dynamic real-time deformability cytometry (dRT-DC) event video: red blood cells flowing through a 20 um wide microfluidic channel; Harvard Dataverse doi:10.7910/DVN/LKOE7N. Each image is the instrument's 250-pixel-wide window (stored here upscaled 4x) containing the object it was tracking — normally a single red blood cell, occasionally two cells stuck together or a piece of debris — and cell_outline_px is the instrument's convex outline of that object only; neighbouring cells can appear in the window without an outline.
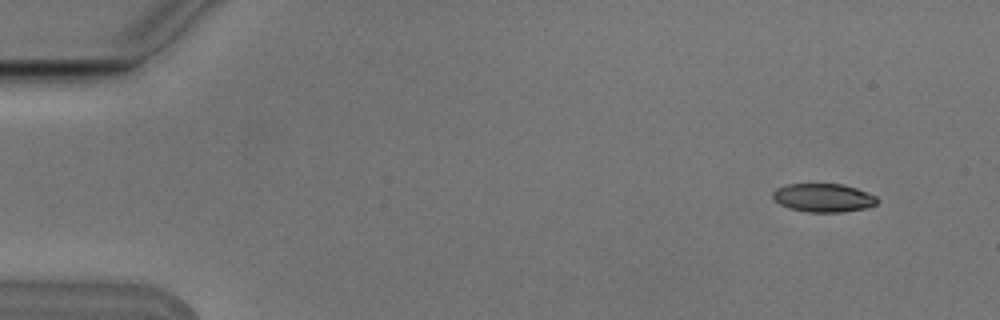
{"species": "Egyptian fruit bat (a non-hibernating species)", "species_latin": "Rousettus aegyptiacus", "temperature_condition": "cold", "stored_images_in_passage": 7, "camera_frame_rate_fps": 3000, "um_per_image_px": 0.085, "animal": {"sex": "male"}, "frame": {"image": 1, "passage_image": 2, "time_ms": 0.333, "image_size_px": [1000, 320], "cell_outline_px": [[880, 200], [876, 204], [868, 208], [840, 212], [808, 212], [788, 208], [780, 204], [772, 196], [772, 192], [776, 188], [788, 184], [844, 184], [856, 188], [876, 196]], "centroid_in_image_um": [70.0, 16.81], "position_along_channel_um": 15.0, "area_um2": 17.4}}
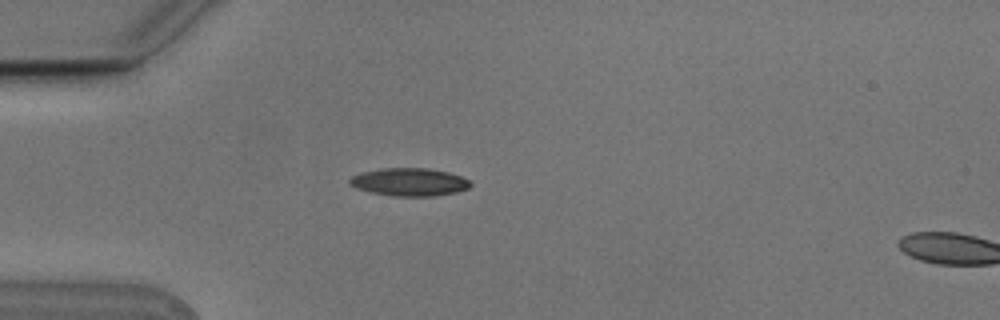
{"frame": {"image": 2, "passage_image": 5, "time_ms": 1.333, "image_size_px": [1000, 320], "cell_outline_px": [[472, 184], [468, 188], [456, 192], [432, 196], [392, 196], [372, 192], [356, 188], [348, 180], [352, 176], [360, 172], [380, 168], [428, 168], [448, 172], [460, 176], [468, 180]], "centroid_in_image_um": [34.78, 15.46], "position_along_channel_um": 50.2, "area_um2": 19.54}}